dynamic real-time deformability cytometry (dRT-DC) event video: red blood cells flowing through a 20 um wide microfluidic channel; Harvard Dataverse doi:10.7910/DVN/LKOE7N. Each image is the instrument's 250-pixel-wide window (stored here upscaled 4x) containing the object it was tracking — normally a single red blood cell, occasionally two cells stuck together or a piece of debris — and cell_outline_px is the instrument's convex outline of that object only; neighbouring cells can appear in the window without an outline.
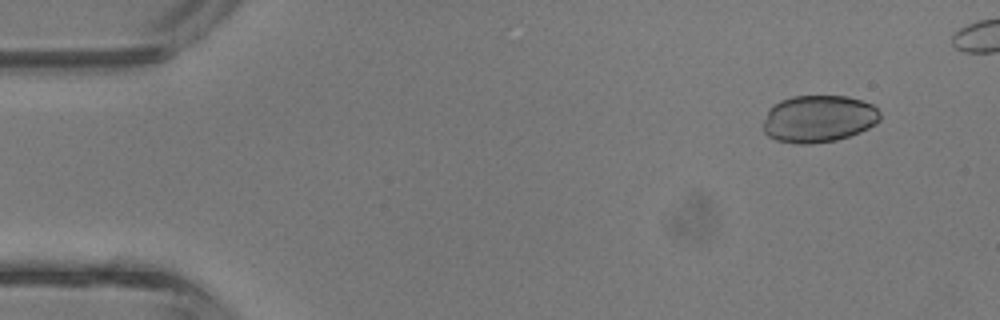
{"species": "common noctule bat (a hibernating species)", "species_latin": "Nyctalus noctula", "temperature_condition": "room temperature", "stored_images_in_passage": 37, "camera_frame_rate_fps": 3000, "um_per_image_px": 0.085, "animal": {"sex": "male", "body_mass_g": 13.3}, "frame": {"image": 1, "passage_image": 2, "time_ms": 0.333, "image_size_px": [1000, 320], "cell_outline_px": [[880, 120], [876, 124], [860, 132], [836, 140], [812, 144], [796, 144], [776, 140], [768, 136], [760, 128], [768, 108], [772, 104], [780, 100], [792, 96], [848, 96], [872, 104], [880, 112]], "centroid_in_image_um": [69.53, 10.1], "position_along_channel_um": 15.5, "area_um2": 32.6}}
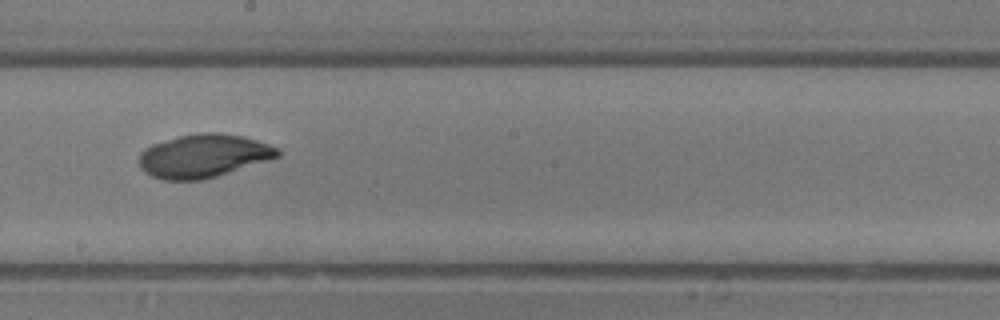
{"frame": {"image": 2, "passage_image": 22, "time_ms": 7.0, "image_size_px": [1000, 320], "cell_outline_px": [[280, 156], [268, 160], [216, 176], [200, 180], [164, 180], [152, 176], [144, 172], [140, 168], [140, 152], [144, 148], [152, 144], [176, 136], [200, 132], [220, 132], [244, 136], [268, 144], [276, 148], [280, 152]], "centroid_in_image_um": [17.26, 13.23], "position_along_channel_um": 230.9, "area_um2": 34.97}}
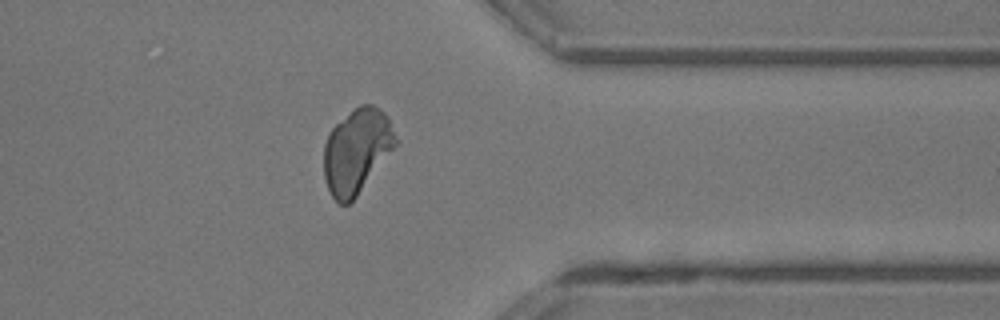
{"frame": {"image": 3, "passage_image": 32, "time_ms": 10.333, "image_size_px": [1000, 320], "cell_outline_px": [[400, 144], [356, 196], [348, 204], [340, 204], [332, 196], [328, 188], [324, 176], [324, 144], [328, 132], [336, 124], [360, 104], [372, 104], [384, 112], [400, 140]], "centroid_in_image_um": [30.37, 12.83], "position_along_channel_um": 381.0, "area_um2": 35.66}}